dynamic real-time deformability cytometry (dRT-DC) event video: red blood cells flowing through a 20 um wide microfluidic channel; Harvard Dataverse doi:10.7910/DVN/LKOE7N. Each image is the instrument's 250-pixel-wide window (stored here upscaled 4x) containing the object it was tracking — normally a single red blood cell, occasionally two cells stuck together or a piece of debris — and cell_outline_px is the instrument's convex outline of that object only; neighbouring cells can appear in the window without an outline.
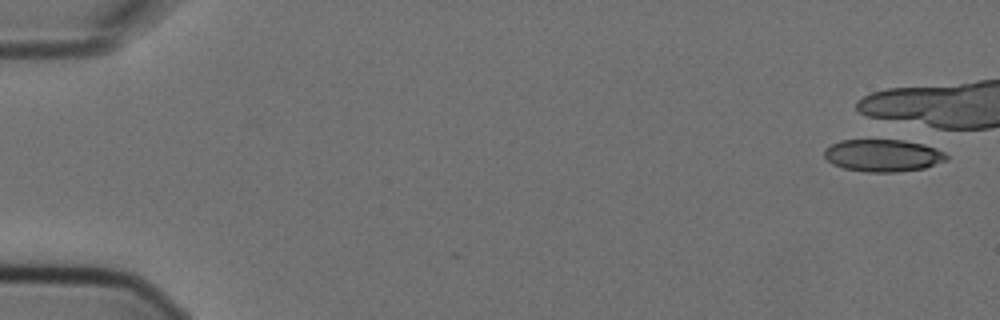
{"species": "Egyptian fruit bat (a non-hibernating species)", "species_latin": "Rousettus aegyptiacus", "temperature_condition": "cold", "stored_images_in_passage": 1, "camera_frame_rate_fps": 3000, "um_per_image_px": 0.085, "animal": {"sex": "female"}, "frame": {"image": 1, "passage_image": 1, "time_ms": 0.0, "image_size_px": [1000, 320], "cell_outline_px": [[948, 160], [924, 168], [896, 172], [864, 172], [844, 168], [832, 164], [824, 156], [824, 148], [840, 140], [904, 140], [924, 144], [936, 148], [944, 152], [948, 156]], "centroid_in_image_um": [75.05, 13.21], "position_along_channel_um": 9.9, "area_um2": 23.12}}